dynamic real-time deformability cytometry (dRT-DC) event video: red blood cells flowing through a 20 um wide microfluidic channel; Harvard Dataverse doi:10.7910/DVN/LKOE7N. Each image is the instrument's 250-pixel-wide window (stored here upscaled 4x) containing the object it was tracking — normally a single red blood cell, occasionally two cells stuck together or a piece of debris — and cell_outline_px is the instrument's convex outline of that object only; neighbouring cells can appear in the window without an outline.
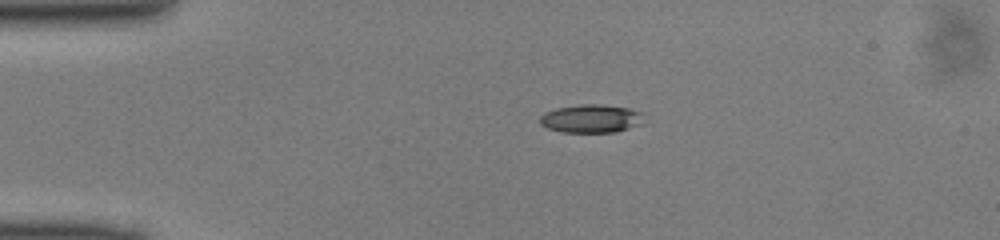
{"species": "common noctule bat (a hibernating species)", "species_latin": "Nyctalus noctula", "temperature_condition": "cold", "stored_images_in_passage": 40, "camera_frame_rate_fps": 3000, "um_per_image_px": 0.085, "animal": {"sex": "male", "body_mass_g": 13.0, "forearm_length_mm": 53.1}, "frame": {"image": 1, "passage_image": 1, "time_ms": 0.0, "image_size_px": [1000, 240], "cell_outline_px": [[644, 124], [616, 132], [560, 132], [548, 128], [540, 124], [540, 116], [544, 112], [556, 108], [580, 104], [600, 104], [628, 108], [644, 112]], "centroid_in_image_um": [50.29, 10.08], "position_along_channel_um": 34.7, "area_um2": 17.46}}
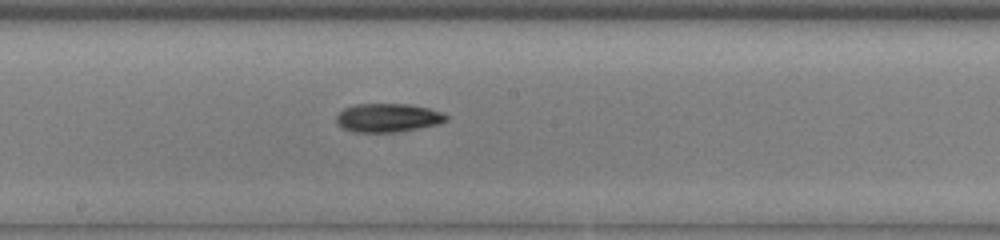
{"frame": {"image": 2, "passage_image": 17, "time_ms": 5.333, "image_size_px": [1000, 240], "cell_outline_px": [[448, 120], [436, 124], [396, 132], [352, 132], [336, 124], [336, 116], [344, 108], [356, 104], [408, 104], [428, 108], [440, 112], [448, 116]], "centroid_in_image_um": [32.92, 10.01], "position_along_channel_um": 215.3, "area_um2": 18.15}}
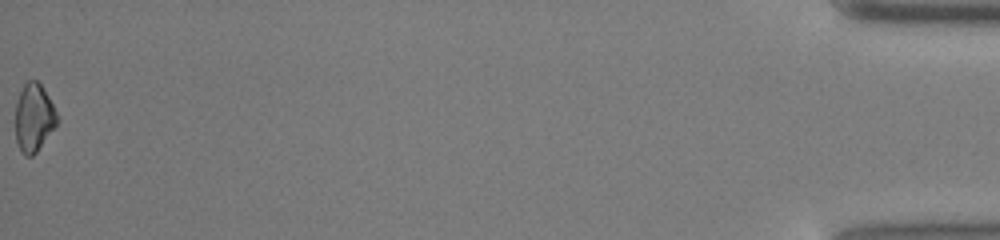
{"frame": {"image": 3, "passage_image": 40, "time_ms": 13.0, "image_size_px": [1000, 240], "cell_outline_px": [[60, 120], [36, 152], [32, 156], [24, 156], [20, 152], [16, 140], [16, 104], [20, 92], [24, 84], [28, 80], [36, 80], [40, 84], [48, 96]], "centroid_in_image_um": [2.87, 10.02], "position_along_channel_um": 432.3, "area_um2": 16.42}}